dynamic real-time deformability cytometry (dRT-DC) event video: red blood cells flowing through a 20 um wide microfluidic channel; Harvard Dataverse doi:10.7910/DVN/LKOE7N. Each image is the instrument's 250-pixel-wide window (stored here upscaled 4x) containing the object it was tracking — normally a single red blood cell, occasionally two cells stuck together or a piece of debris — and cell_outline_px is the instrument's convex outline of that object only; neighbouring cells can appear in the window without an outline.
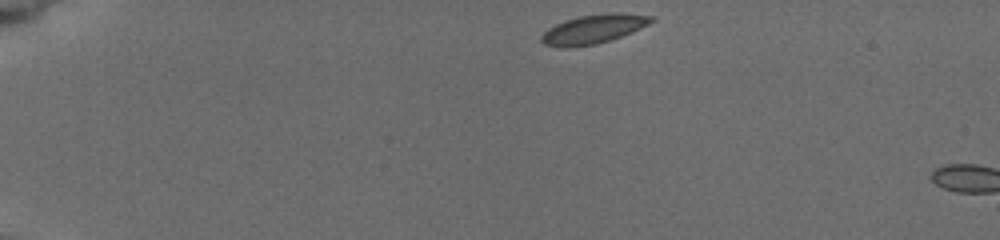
{"species": "common noctule bat (a hibernating species)", "species_latin": "Nyctalus noctula", "temperature_condition": "cold", "stored_images_in_passage": 3, "camera_frame_rate_fps": 3000, "um_per_image_px": 0.085, "animal": {"sex": "female", "body_mass_g": 19.5, "forearm_length_mm": 54.1}, "frame": {"image": 1, "passage_image": 1, "time_ms": 0.0, "image_size_px": [1000, 240], "cell_outline_px": [[656, 20], [632, 32], [596, 44], [564, 48], [544, 44], [540, 40], [540, 36], [548, 28], [564, 20], [580, 16], [608, 12], [620, 12], [656, 16]], "centroid_in_image_um": [50.46, 2.45], "position_along_channel_um": 34.5, "area_um2": 18.67}}